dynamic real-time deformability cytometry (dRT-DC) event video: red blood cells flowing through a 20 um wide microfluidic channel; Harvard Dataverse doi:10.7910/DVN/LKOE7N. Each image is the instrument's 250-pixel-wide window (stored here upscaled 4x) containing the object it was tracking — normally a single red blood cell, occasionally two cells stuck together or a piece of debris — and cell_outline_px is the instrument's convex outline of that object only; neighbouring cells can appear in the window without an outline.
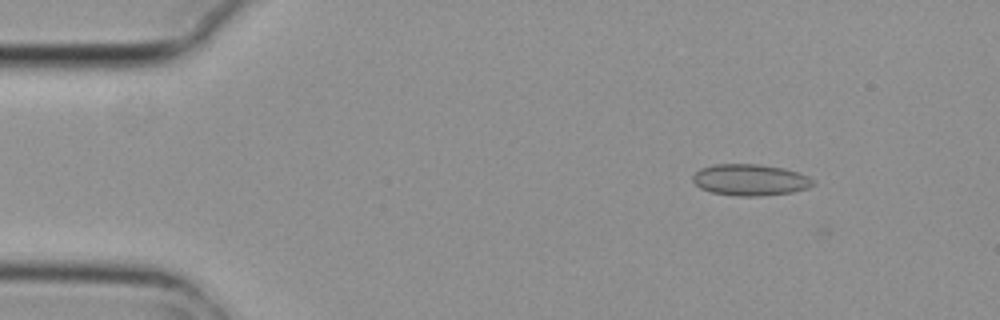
{"species": "common noctule bat (a hibernating species)", "species_latin": "Nyctalus noctula", "temperature_condition": "cold", "stored_images_in_passage": 4, "camera_frame_rate_fps": 3000, "um_per_image_px": 0.085, "animal": {"sex": "female", "body_mass_g": 29.2, "forearm_length_mm": 56.3}, "frame": {"image": 1, "passage_image": 2, "time_ms": 0.333, "image_size_px": [1000, 320], "cell_outline_px": [[816, 184], [808, 188], [792, 192], [756, 196], [736, 196], [712, 192], [700, 188], [692, 180], [692, 176], [700, 168], [712, 164], [760, 164], [784, 168], [808, 176]], "centroid_in_image_um": [63.75, 15.28], "position_along_channel_um": 21.3, "area_um2": 22.02}}
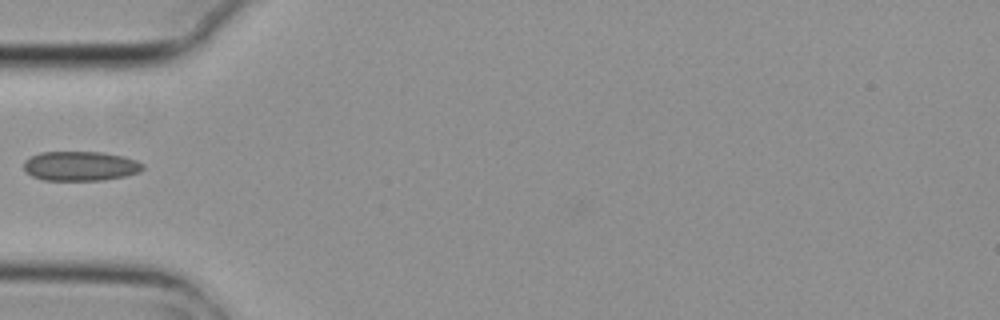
{"frame": {"image": 2, "passage_image": 4, "time_ms": 1.0, "image_size_px": [1000, 320], "cell_outline_px": [[144, 168], [140, 172], [124, 176], [104, 180], [44, 180], [32, 176], [24, 168], [24, 160], [40, 152], [104, 152], [124, 156], [136, 160], [144, 164]], "centroid_in_image_um": [6.86, 14.11], "position_along_channel_um": 78.1, "area_um2": 20.52}}